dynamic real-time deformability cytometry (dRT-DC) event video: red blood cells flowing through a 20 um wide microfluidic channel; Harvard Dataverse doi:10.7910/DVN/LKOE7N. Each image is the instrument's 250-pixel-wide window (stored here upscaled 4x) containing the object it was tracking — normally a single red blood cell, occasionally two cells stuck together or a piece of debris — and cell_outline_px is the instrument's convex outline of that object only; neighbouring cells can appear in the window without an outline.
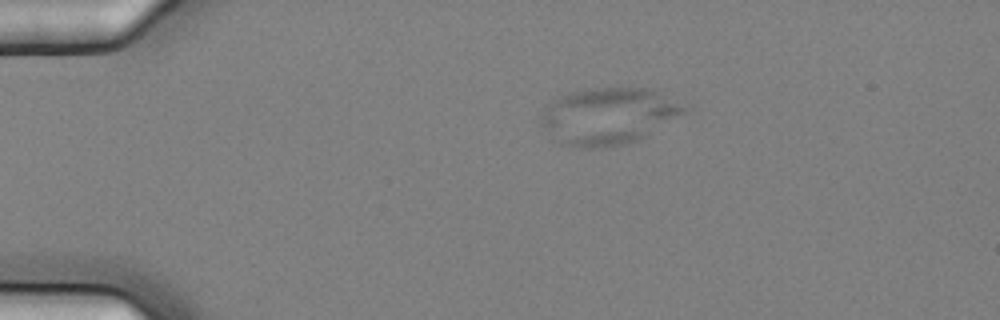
{"species": "common noctule bat (a hibernating species)", "species_latin": "Nyctalus noctula", "temperature_condition": "cold", "stored_images_in_passage": 8, "camera_frame_rate_fps": 3000, "um_per_image_px": 0.085, "animal": {"sex": "female", "body_mass_g": 25.1}, "frame": {"image": 1, "passage_image": 1, "time_ms": 0.0, "image_size_px": [1000, 320], "cell_outline_px": [[692, 108], [644, 136], [628, 144], [592, 148], [580, 148], [560, 144], [552, 140], [540, 124], [540, 116], [548, 104], [552, 100], [568, 92], [592, 88], [648, 88], [660, 92]], "centroid_in_image_um": [51.66, 9.87], "position_along_channel_um": 33.3, "area_um2": 47.51}}
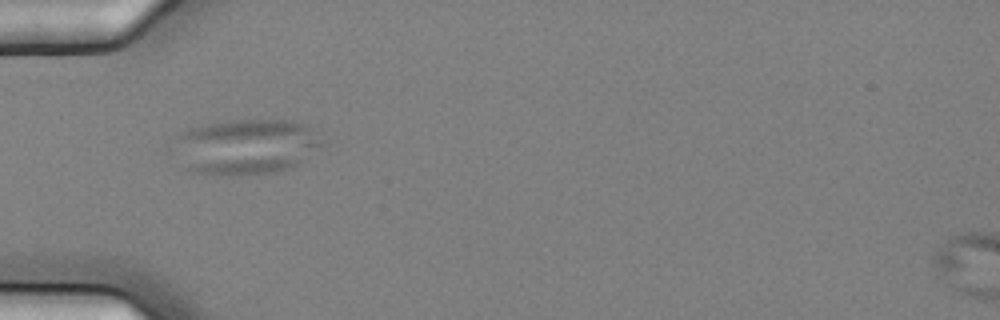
{"frame": {"image": 2, "passage_image": 3, "time_ms": 0.667, "image_size_px": [1000, 320], "cell_outline_px": [[324, 144], [300, 164], [276, 172], [228, 176], [216, 176], [192, 172], [184, 168], [176, 140], [176, 136], [188, 128], [228, 120], [292, 120], [308, 124]], "centroid_in_image_um": [20.95, 12.47], "position_along_channel_um": 64.1, "area_um2": 47.97}}
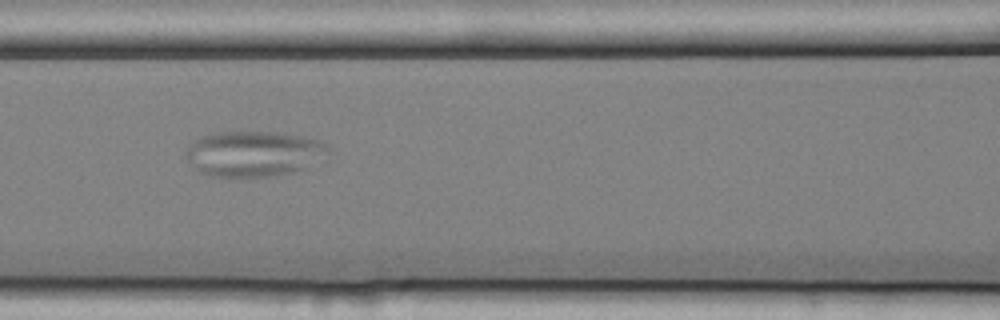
{"frame": {"image": 3, "passage_image": 5, "time_ms": 1.333, "image_size_px": [1000, 320], "cell_outline_px": [[332, 148], [300, 168], [292, 172], [276, 176], [208, 176], [200, 172], [184, 156], [188, 148], [200, 136], [220, 132], [276, 132], [300, 136], [316, 140]], "centroid_in_image_um": [21.47, 13.05], "position_along_channel_um": 145.1, "area_um2": 36.65}}